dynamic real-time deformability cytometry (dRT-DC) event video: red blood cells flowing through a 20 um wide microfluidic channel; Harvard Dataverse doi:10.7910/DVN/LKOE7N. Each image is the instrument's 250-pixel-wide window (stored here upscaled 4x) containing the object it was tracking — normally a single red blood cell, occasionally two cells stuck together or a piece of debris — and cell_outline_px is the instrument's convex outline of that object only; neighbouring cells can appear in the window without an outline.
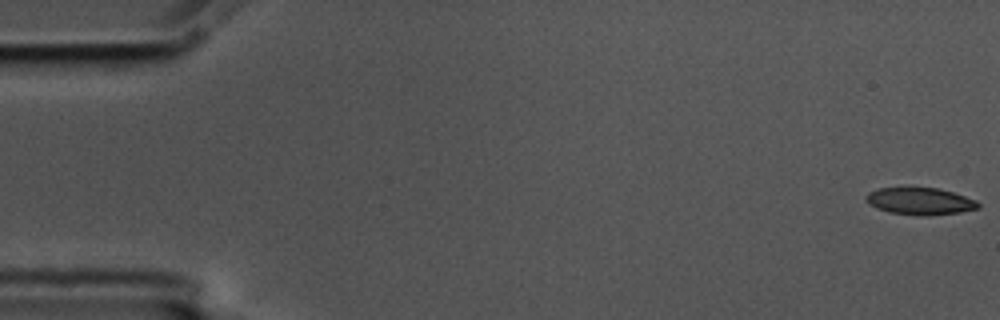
{"species": "common noctule bat (a hibernating species)", "species_latin": "Nyctalus noctula", "temperature_condition": "cold", "stored_images_in_passage": 57, "camera_frame_rate_fps": 3000, "um_per_image_px": 0.085, "animal": {"sex": "male", "body_mass_g": 17.5, "forearm_length_mm": 52.3}, "frame": {"image": 1, "passage_image": 1, "time_ms": 0.0, "image_size_px": [1000, 320], "cell_outline_px": [[980, 208], [960, 212], [924, 216], [888, 212], [876, 208], [868, 204], [864, 196], [868, 192], [876, 188], [936, 188], [952, 192], [976, 200], [980, 204]], "centroid_in_image_um": [78.17, 17.1], "position_along_channel_um": 6.8, "area_um2": 17.69}}
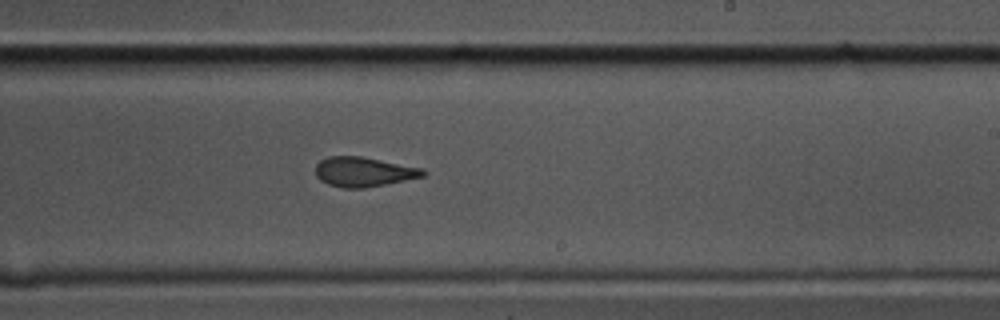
{"frame": {"image": 2, "passage_image": 34, "time_ms": 11.0, "image_size_px": [1000, 320], "cell_outline_px": [[428, 172], [424, 176], [364, 188], [340, 188], [328, 184], [320, 180], [316, 176], [316, 164], [320, 160], [328, 156], [360, 156], [424, 168]], "centroid_in_image_um": [30.9, 14.6], "position_along_channel_um": 258.1, "area_um2": 18.61}}
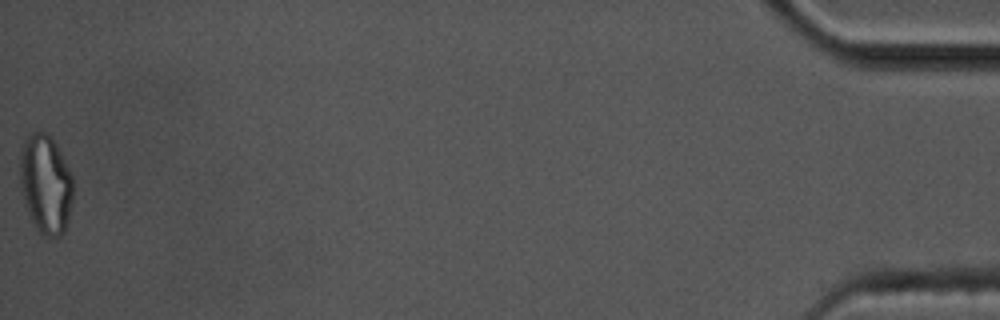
{"frame": {"image": 3, "passage_image": 57, "time_ms": 18.667, "image_size_px": [1000, 320], "cell_outline_px": [[72, 200], [68, 220], [64, 232], [60, 236], [44, 236], [40, 232], [32, 220], [24, 200], [20, 184], [20, 152], [24, 140], [32, 132], [48, 132], [52, 136], [72, 176]], "centroid_in_image_um": [3.88, 15.62], "position_along_channel_um": 431.3, "area_um2": 30.4}, "authors_computed_cell_mechanics": {"area_um2": 19.074, "velocity_mm_per_s": 3.5644, "shape_relaxation_time_tau1_ms": 5.0331, "shape_relaxation_time_tau2_ms": 2.4973, "deformation_change_tau1": 0.1625, "deformation_change_tau2": 0.0993}}